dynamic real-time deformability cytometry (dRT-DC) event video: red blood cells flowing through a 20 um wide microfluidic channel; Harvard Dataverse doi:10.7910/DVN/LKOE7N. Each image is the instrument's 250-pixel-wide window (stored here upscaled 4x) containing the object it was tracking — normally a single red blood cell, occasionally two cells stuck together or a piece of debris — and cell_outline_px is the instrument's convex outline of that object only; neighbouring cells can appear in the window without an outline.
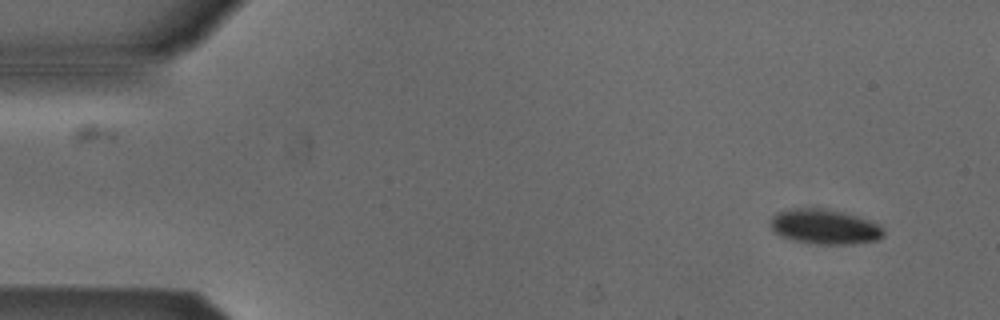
{"species": "Egyptian fruit bat (a non-hibernating species)", "species_latin": "Rousettus aegyptiacus", "temperature_condition": "cold", "stored_images_in_passage": 51, "segment_of_instrument_passage": [1, 2], "camera_frame_rate_fps": 3000, "um_per_image_px": 0.085, "animal": {"sex": "male"}, "frame": {"image": 1, "passage_image": 1, "time_ms": 0.0, "image_size_px": [1000, 320], "cell_outline_px": [[884, 236], [876, 240], [852, 244], [816, 244], [792, 240], [780, 236], [772, 232], [772, 216], [780, 212], [800, 208], [824, 208], [856, 216], [868, 220], [884, 228]], "centroid_in_image_um": [70.1, 19.29], "position_along_channel_um": 14.9, "area_um2": 22.72}}
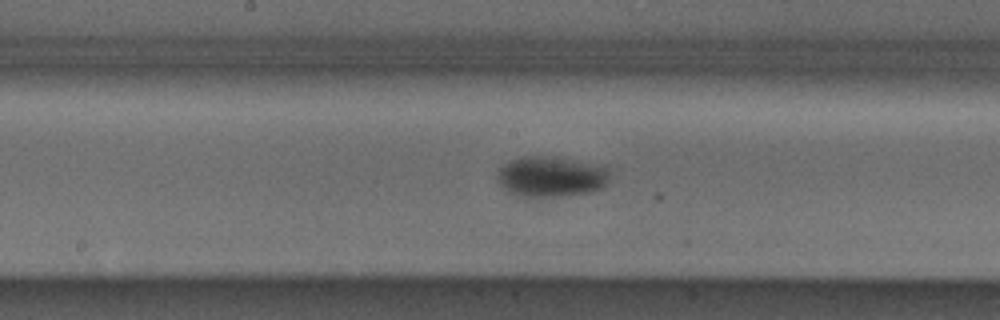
{"frame": {"image": 2, "passage_image": 24, "time_ms": 7.667, "image_size_px": [1000, 320], "cell_outline_px": [[608, 184], [592, 192], [560, 196], [520, 196], [508, 192], [500, 184], [496, 176], [500, 168], [504, 164], [512, 160], [524, 156], [548, 156], [608, 168]], "centroid_in_image_um": [46.8, 15.03], "position_along_channel_um": 201.4, "area_um2": 26.01}}
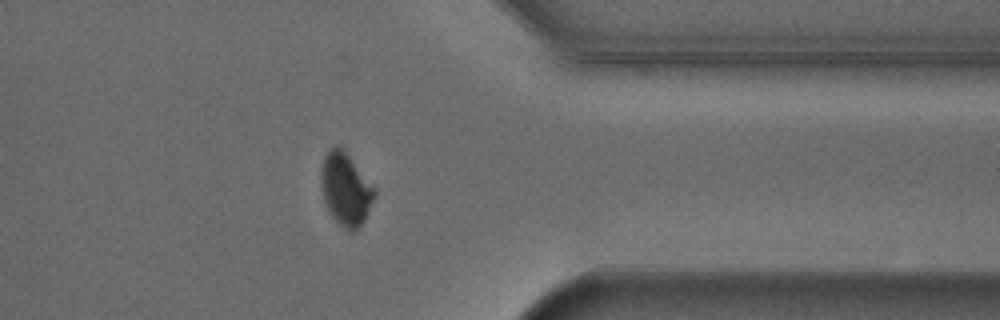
{"frame": {"image": 3, "passage_image": 39, "time_ms": 12.667, "image_size_px": [1000, 320], "cell_outline_px": [[376, 196], [364, 220], [352, 232], [348, 232], [332, 216], [324, 200], [320, 188], [320, 168], [324, 156], [328, 148], [336, 144], [348, 156], [376, 192]], "centroid_in_image_um": [29.33, 16.08], "position_along_channel_um": 382.1, "area_um2": 22.14}}